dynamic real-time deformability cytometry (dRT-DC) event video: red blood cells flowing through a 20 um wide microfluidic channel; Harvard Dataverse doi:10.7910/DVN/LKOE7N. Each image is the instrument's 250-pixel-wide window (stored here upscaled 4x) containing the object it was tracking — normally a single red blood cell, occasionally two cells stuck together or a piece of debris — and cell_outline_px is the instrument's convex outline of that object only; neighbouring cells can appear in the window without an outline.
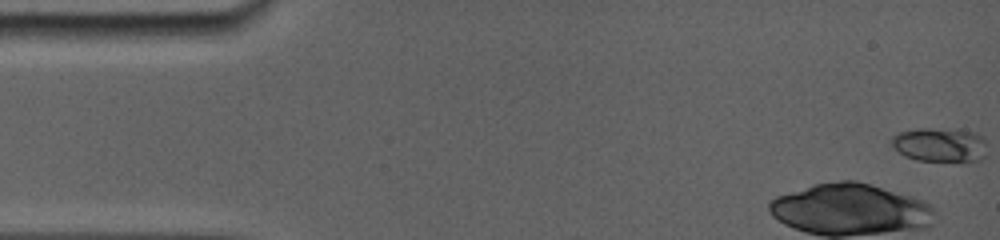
{"species": "common noctule bat (a hibernating species)", "species_latin": "Nyctalus noctula", "temperature_condition": "room temperature", "stored_images_in_passage": 31, "camera_frame_rate_fps": 5000, "um_per_image_px": 0.085, "animal": {"sex": "female", "body_mass_g": 19.0, "forearm_length_mm": 56.7}, "frame": {"image": 1, "passage_image": 1, "time_ms": 0.0, "image_size_px": [1000, 240], "cell_outline_px": [[976, 136], [964, 160], [920, 160], [908, 156], [900, 152], [896, 148], [896, 136], [900, 132], [960, 132]], "centroid_in_image_um": [79.46, 12.34], "position_along_channel_um": 5.5, "area_um2": 14.05}}
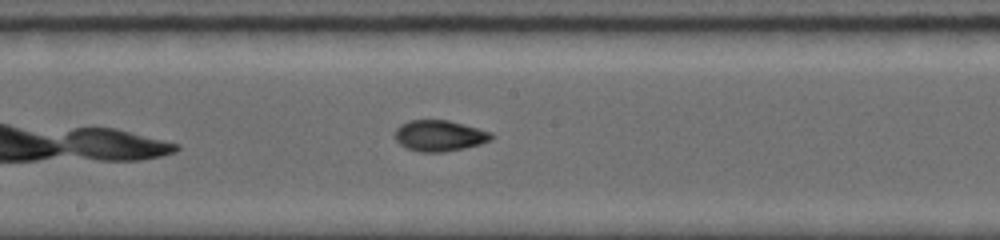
{"frame": {"image": 2, "passage_image": 17, "time_ms": 8.8, "image_size_px": [1000, 240], "cell_outline_px": [[492, 136], [488, 140], [480, 144], [440, 152], [420, 152], [408, 148], [400, 144], [396, 140], [396, 128], [400, 124], [408, 120], [448, 120], [492, 132]], "centroid_in_image_um": [37.31, 11.52], "position_along_channel_um": 210.9, "area_um2": 17.05}}
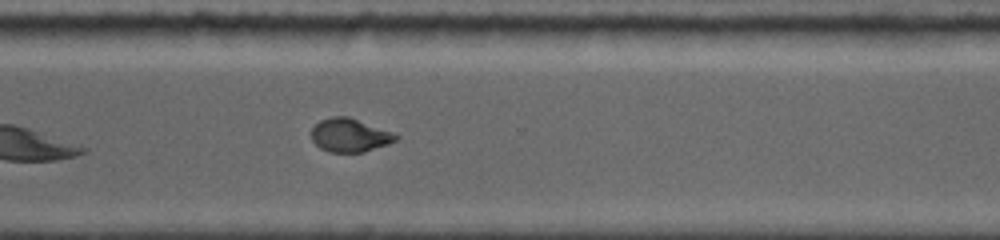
{"frame": {"image": 3, "passage_image": 23, "time_ms": 12.2, "image_size_px": [1000, 240], "cell_outline_px": [[400, 136], [396, 140], [388, 144], [364, 152], [328, 152], [320, 148], [312, 140], [312, 128], [320, 120], [332, 116], [348, 116], [392, 132]], "centroid_in_image_um": [29.72, 11.49], "position_along_channel_um": 340.9, "area_um2": 16.42}, "authors_computed_cell_mechanics": {"area_um2": 16.5308, "velocity_mm_per_s": 3.8242, "shape_relaxation_time_tau1_ms": 5.058, "shape_relaxation_time_tau2_ms": 1.4883, "deformation_change_tau1": 0.1846, "deformation_change_tau2": 0.0524}}